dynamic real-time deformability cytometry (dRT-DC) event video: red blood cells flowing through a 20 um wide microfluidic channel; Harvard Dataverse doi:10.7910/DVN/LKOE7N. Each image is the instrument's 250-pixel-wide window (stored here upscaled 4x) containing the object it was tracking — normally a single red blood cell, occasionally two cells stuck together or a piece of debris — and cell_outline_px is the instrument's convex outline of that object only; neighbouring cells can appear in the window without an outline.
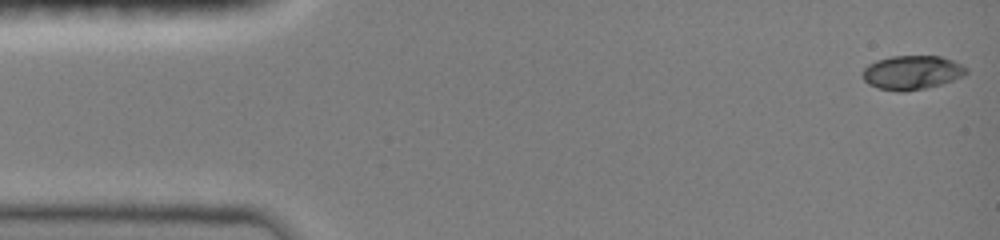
{"species": "common noctule bat (a hibernating species)", "species_latin": "Nyctalus noctula", "temperature_condition": "room temperature", "stored_images_in_passage": 33, "camera_frame_rate_fps": 3000, "um_per_image_px": 0.085, "animal": {"sex": "female", "body_mass_g": 19.0, "forearm_length_mm": 51.5}, "frame": {"image": 1, "passage_image": 1, "time_ms": 0.0, "image_size_px": [1000, 240], "cell_outline_px": [[968, 72], [964, 76], [940, 84], [924, 88], [904, 92], [900, 92], [880, 88], [868, 84], [860, 76], [860, 72], [868, 64], [876, 60], [892, 56], [940, 56], [952, 60], [968, 68]], "centroid_in_image_um": [77.48, 6.16], "position_along_channel_um": 7.5, "area_um2": 20.63}}
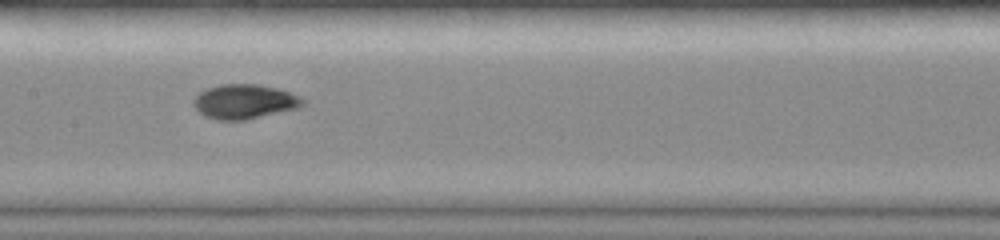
{"frame": {"image": 2, "passage_image": 18, "time_ms": 7.333, "image_size_px": [1000, 240], "cell_outline_px": [[304, 104], [300, 108], [244, 120], [216, 120], [204, 116], [192, 104], [192, 100], [200, 92], [208, 88], [220, 84], [256, 84], [276, 88], [300, 96], [304, 100]], "centroid_in_image_um": [20.77, 8.64], "position_along_channel_um": 186.6, "area_um2": 21.96}}
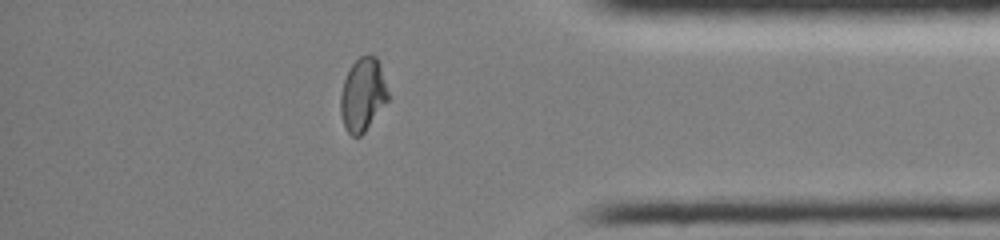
{"frame": {"image": 3, "passage_image": 31, "time_ms": 13.0, "image_size_px": [1000, 240], "cell_outline_px": [[388, 100], [364, 132], [360, 136], [352, 136], [344, 128], [340, 112], [340, 96], [344, 80], [352, 64], [360, 56], [368, 52], [376, 56], [380, 64], [388, 92]], "centroid_in_image_um": [30.82, 8.02], "position_along_channel_um": 404.4, "area_um2": 20.29}, "authors_computed_cell_mechanics": {"area_um2": 20.4612, "velocity_mm_per_s": 4.0572, "shape_relaxation_time_tau1_ms": 5.512, "shape_relaxation_time_tau2_ms": null, "deformation_change_tau1": 0.2329, "deformation_change_tau2": null}}